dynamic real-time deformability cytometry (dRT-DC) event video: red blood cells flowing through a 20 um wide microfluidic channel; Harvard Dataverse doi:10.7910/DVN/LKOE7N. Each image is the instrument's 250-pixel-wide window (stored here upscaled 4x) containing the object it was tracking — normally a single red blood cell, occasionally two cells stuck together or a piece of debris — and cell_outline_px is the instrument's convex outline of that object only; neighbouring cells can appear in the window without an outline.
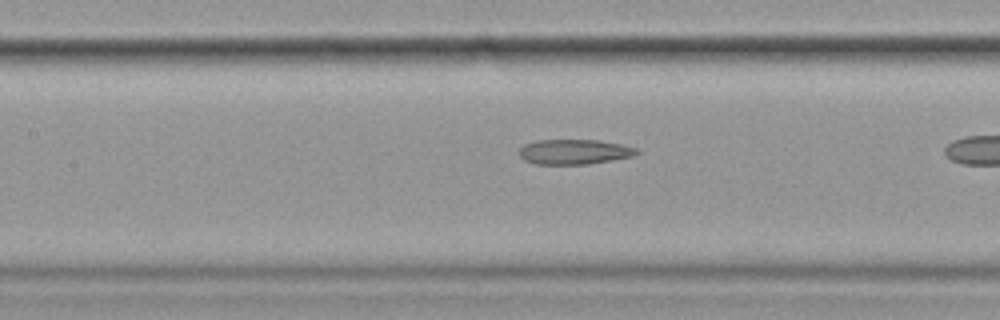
{"species": "common noctule bat (a hibernating species)", "species_latin": "Nyctalus noctula", "temperature_condition": "cold", "stored_images_in_passage": 40, "camera_frame_rate_fps": 3000, "um_per_image_px": 0.085, "animal": {"sex": "female", "body_mass_g": 19.9}, "frame": {"image": 1, "passage_image": 20, "time_ms": 6.333, "image_size_px": [1000, 320], "cell_outline_px": [[640, 152], [632, 156], [612, 160], [588, 164], [532, 164], [524, 160], [520, 156], [520, 148], [524, 144], [536, 140], [600, 140], [620, 144], [636, 148]], "centroid_in_image_um": [48.79, 12.9], "position_along_channel_um": 158.6, "area_um2": 17.11}}
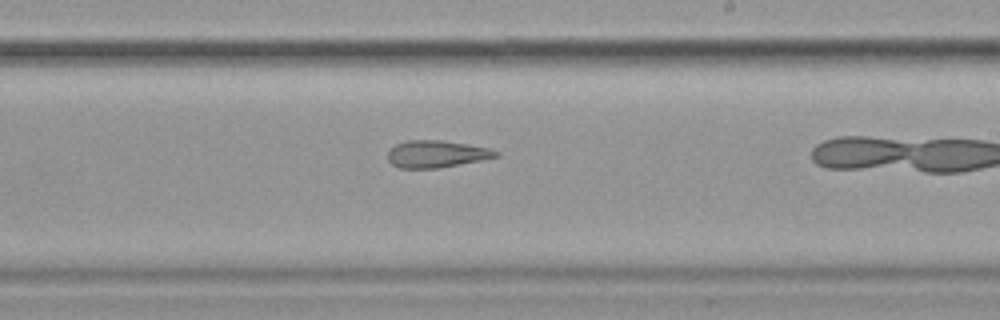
{"frame": {"image": 2, "passage_image": 28, "time_ms": 9.0, "image_size_px": [1000, 320], "cell_outline_px": [[500, 156], [440, 168], [400, 168], [392, 164], [388, 160], [388, 152], [396, 144], [408, 140], [444, 140], [492, 148], [500, 152]], "centroid_in_image_um": [37.14, 13.08], "position_along_channel_um": 251.9, "area_um2": 17.17}}
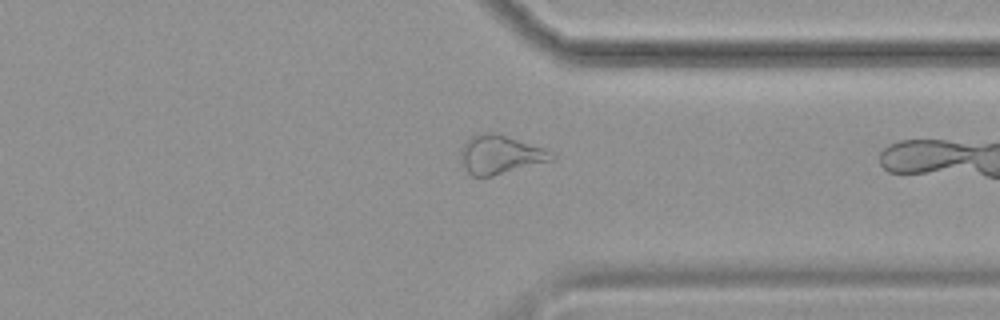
{"frame": {"image": 3, "passage_image": 38, "time_ms": 12.333, "image_size_px": [1000, 320], "cell_outline_px": [[556, 160], [492, 176], [472, 176], [468, 172], [464, 164], [460, 152], [464, 144], [472, 136], [480, 132], [496, 132], [544, 148], [552, 152], [556, 156]], "centroid_in_image_um": [42.58, 13.13], "position_along_channel_um": 368.8, "area_um2": 20.52}}